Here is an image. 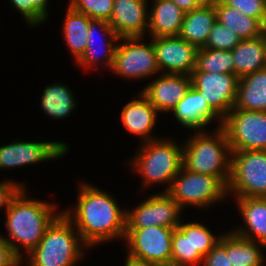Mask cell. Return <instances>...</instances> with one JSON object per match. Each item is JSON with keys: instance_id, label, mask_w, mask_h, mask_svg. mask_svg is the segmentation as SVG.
<instances>
[{"instance_id": "cell-1", "label": "cell", "mask_w": 266, "mask_h": 266, "mask_svg": "<svg viewBox=\"0 0 266 266\" xmlns=\"http://www.w3.org/2000/svg\"><path fill=\"white\" fill-rule=\"evenodd\" d=\"M81 184L75 211L62 213L73 223L83 242L91 247L115 238L124 239L127 210L123 211L107 192Z\"/></svg>"}, {"instance_id": "cell-2", "label": "cell", "mask_w": 266, "mask_h": 266, "mask_svg": "<svg viewBox=\"0 0 266 266\" xmlns=\"http://www.w3.org/2000/svg\"><path fill=\"white\" fill-rule=\"evenodd\" d=\"M25 192V188H22L12 199L6 211L5 223L8 236L12 239L5 240L21 260L23 254L20 247L23 246L29 254L37 247L47 228L61 214L54 213L55 205L29 199Z\"/></svg>"}, {"instance_id": "cell-3", "label": "cell", "mask_w": 266, "mask_h": 266, "mask_svg": "<svg viewBox=\"0 0 266 266\" xmlns=\"http://www.w3.org/2000/svg\"><path fill=\"white\" fill-rule=\"evenodd\" d=\"M195 132L183 146V167L193 173L217 177L227 186L232 151L225 129L217 127L211 135L205 130Z\"/></svg>"}, {"instance_id": "cell-4", "label": "cell", "mask_w": 266, "mask_h": 266, "mask_svg": "<svg viewBox=\"0 0 266 266\" xmlns=\"http://www.w3.org/2000/svg\"><path fill=\"white\" fill-rule=\"evenodd\" d=\"M87 247L73 223L61 214L47 228L35 249L29 253L28 266H74Z\"/></svg>"}, {"instance_id": "cell-5", "label": "cell", "mask_w": 266, "mask_h": 266, "mask_svg": "<svg viewBox=\"0 0 266 266\" xmlns=\"http://www.w3.org/2000/svg\"><path fill=\"white\" fill-rule=\"evenodd\" d=\"M137 155L131 160L133 169L143 178V186L168 183V192L174 177L183 166V146L171 140L154 139L143 142Z\"/></svg>"}, {"instance_id": "cell-6", "label": "cell", "mask_w": 266, "mask_h": 266, "mask_svg": "<svg viewBox=\"0 0 266 266\" xmlns=\"http://www.w3.org/2000/svg\"><path fill=\"white\" fill-rule=\"evenodd\" d=\"M266 198V150L232 152L227 194Z\"/></svg>"}, {"instance_id": "cell-7", "label": "cell", "mask_w": 266, "mask_h": 266, "mask_svg": "<svg viewBox=\"0 0 266 266\" xmlns=\"http://www.w3.org/2000/svg\"><path fill=\"white\" fill-rule=\"evenodd\" d=\"M167 193L181 209H184L185 205L208 207L217 201H223L228 195L227 186L219 178L193 173L183 166L174 177Z\"/></svg>"}, {"instance_id": "cell-8", "label": "cell", "mask_w": 266, "mask_h": 266, "mask_svg": "<svg viewBox=\"0 0 266 266\" xmlns=\"http://www.w3.org/2000/svg\"><path fill=\"white\" fill-rule=\"evenodd\" d=\"M173 231L161 226L126 228L127 259L150 265L171 263Z\"/></svg>"}, {"instance_id": "cell-9", "label": "cell", "mask_w": 266, "mask_h": 266, "mask_svg": "<svg viewBox=\"0 0 266 266\" xmlns=\"http://www.w3.org/2000/svg\"><path fill=\"white\" fill-rule=\"evenodd\" d=\"M222 127L232 152L266 150V111L232 109Z\"/></svg>"}, {"instance_id": "cell-10", "label": "cell", "mask_w": 266, "mask_h": 266, "mask_svg": "<svg viewBox=\"0 0 266 266\" xmlns=\"http://www.w3.org/2000/svg\"><path fill=\"white\" fill-rule=\"evenodd\" d=\"M143 37H122L117 44L111 70L131 79L148 78L160 71L153 48V41L141 43Z\"/></svg>"}, {"instance_id": "cell-11", "label": "cell", "mask_w": 266, "mask_h": 266, "mask_svg": "<svg viewBox=\"0 0 266 266\" xmlns=\"http://www.w3.org/2000/svg\"><path fill=\"white\" fill-rule=\"evenodd\" d=\"M191 79L192 86L220 117L221 127L223 119L234 107L239 78L231 73L193 71Z\"/></svg>"}, {"instance_id": "cell-12", "label": "cell", "mask_w": 266, "mask_h": 266, "mask_svg": "<svg viewBox=\"0 0 266 266\" xmlns=\"http://www.w3.org/2000/svg\"><path fill=\"white\" fill-rule=\"evenodd\" d=\"M181 207L167 192L151 195L148 199L127 210L126 228H146L161 226L178 228L180 225Z\"/></svg>"}, {"instance_id": "cell-13", "label": "cell", "mask_w": 266, "mask_h": 266, "mask_svg": "<svg viewBox=\"0 0 266 266\" xmlns=\"http://www.w3.org/2000/svg\"><path fill=\"white\" fill-rule=\"evenodd\" d=\"M67 151L68 145L63 142L15 141L0 147V169L61 158Z\"/></svg>"}, {"instance_id": "cell-14", "label": "cell", "mask_w": 266, "mask_h": 266, "mask_svg": "<svg viewBox=\"0 0 266 266\" xmlns=\"http://www.w3.org/2000/svg\"><path fill=\"white\" fill-rule=\"evenodd\" d=\"M152 41L160 71L166 69L163 73L191 75L198 51L195 45L179 36L157 37Z\"/></svg>"}, {"instance_id": "cell-15", "label": "cell", "mask_w": 266, "mask_h": 266, "mask_svg": "<svg viewBox=\"0 0 266 266\" xmlns=\"http://www.w3.org/2000/svg\"><path fill=\"white\" fill-rule=\"evenodd\" d=\"M192 86L191 75L163 73L141 93L158 111L171 112Z\"/></svg>"}, {"instance_id": "cell-16", "label": "cell", "mask_w": 266, "mask_h": 266, "mask_svg": "<svg viewBox=\"0 0 266 266\" xmlns=\"http://www.w3.org/2000/svg\"><path fill=\"white\" fill-rule=\"evenodd\" d=\"M147 0H114L108 23L122 37H144L149 26Z\"/></svg>"}, {"instance_id": "cell-17", "label": "cell", "mask_w": 266, "mask_h": 266, "mask_svg": "<svg viewBox=\"0 0 266 266\" xmlns=\"http://www.w3.org/2000/svg\"><path fill=\"white\" fill-rule=\"evenodd\" d=\"M172 114L183 127L202 131L213 119L220 117L209 107L207 100L191 86L172 109Z\"/></svg>"}, {"instance_id": "cell-18", "label": "cell", "mask_w": 266, "mask_h": 266, "mask_svg": "<svg viewBox=\"0 0 266 266\" xmlns=\"http://www.w3.org/2000/svg\"><path fill=\"white\" fill-rule=\"evenodd\" d=\"M139 97L128 102L121 112L123 126L130 133L143 138V142L156 139L150 135L157 120V110L140 92Z\"/></svg>"}, {"instance_id": "cell-19", "label": "cell", "mask_w": 266, "mask_h": 266, "mask_svg": "<svg viewBox=\"0 0 266 266\" xmlns=\"http://www.w3.org/2000/svg\"><path fill=\"white\" fill-rule=\"evenodd\" d=\"M246 228H235L232 232L240 237L266 245V198L235 197ZM248 229V230H247ZM254 235V236H253ZM256 236V237H255ZM255 237V238H253ZM257 238V239H256Z\"/></svg>"}, {"instance_id": "cell-20", "label": "cell", "mask_w": 266, "mask_h": 266, "mask_svg": "<svg viewBox=\"0 0 266 266\" xmlns=\"http://www.w3.org/2000/svg\"><path fill=\"white\" fill-rule=\"evenodd\" d=\"M149 13L148 33L151 38L178 36L185 12L172 0H154Z\"/></svg>"}, {"instance_id": "cell-21", "label": "cell", "mask_w": 266, "mask_h": 266, "mask_svg": "<svg viewBox=\"0 0 266 266\" xmlns=\"http://www.w3.org/2000/svg\"><path fill=\"white\" fill-rule=\"evenodd\" d=\"M234 61V74L241 78L266 68V50L263 35L241 40L231 50Z\"/></svg>"}, {"instance_id": "cell-22", "label": "cell", "mask_w": 266, "mask_h": 266, "mask_svg": "<svg viewBox=\"0 0 266 266\" xmlns=\"http://www.w3.org/2000/svg\"><path fill=\"white\" fill-rule=\"evenodd\" d=\"M99 28L100 30L103 31V35L105 34L108 35L110 37L111 40H108L107 42H105V46L106 48H104L103 50L106 51L103 54V60L100 62L101 64H105L106 67L108 69H110L113 66V61H114V55H115V50L117 47V44H113L112 41H121L120 37L116 34V32L113 30L112 26L108 23V21L106 20H96L93 19L90 23H89V28H88V43H87V47L85 52L82 54V56L76 61V63H78L80 66H82L83 68H92V67H96V69L98 68L97 65V61H99L101 58V56L99 57L100 54L98 50H96L97 48H95L96 45V28ZM100 36V35H99ZM96 45V46H95ZM105 59V60H104ZM103 62V63H102Z\"/></svg>"}, {"instance_id": "cell-23", "label": "cell", "mask_w": 266, "mask_h": 266, "mask_svg": "<svg viewBox=\"0 0 266 266\" xmlns=\"http://www.w3.org/2000/svg\"><path fill=\"white\" fill-rule=\"evenodd\" d=\"M217 21L215 6H200L185 13L179 37L198 49L205 46Z\"/></svg>"}, {"instance_id": "cell-24", "label": "cell", "mask_w": 266, "mask_h": 266, "mask_svg": "<svg viewBox=\"0 0 266 266\" xmlns=\"http://www.w3.org/2000/svg\"><path fill=\"white\" fill-rule=\"evenodd\" d=\"M232 109L266 111V68L239 78Z\"/></svg>"}, {"instance_id": "cell-25", "label": "cell", "mask_w": 266, "mask_h": 266, "mask_svg": "<svg viewBox=\"0 0 266 266\" xmlns=\"http://www.w3.org/2000/svg\"><path fill=\"white\" fill-rule=\"evenodd\" d=\"M217 21L234 31L241 40L263 35L266 29L256 18L246 16L220 0L215 5Z\"/></svg>"}, {"instance_id": "cell-26", "label": "cell", "mask_w": 266, "mask_h": 266, "mask_svg": "<svg viewBox=\"0 0 266 266\" xmlns=\"http://www.w3.org/2000/svg\"><path fill=\"white\" fill-rule=\"evenodd\" d=\"M260 247L265 244L255 242L231 232L226 233V251L232 266H264V255Z\"/></svg>"}, {"instance_id": "cell-27", "label": "cell", "mask_w": 266, "mask_h": 266, "mask_svg": "<svg viewBox=\"0 0 266 266\" xmlns=\"http://www.w3.org/2000/svg\"><path fill=\"white\" fill-rule=\"evenodd\" d=\"M90 19L87 15L73 10L68 6L63 23L64 40L77 61L85 52L88 43Z\"/></svg>"}, {"instance_id": "cell-28", "label": "cell", "mask_w": 266, "mask_h": 266, "mask_svg": "<svg viewBox=\"0 0 266 266\" xmlns=\"http://www.w3.org/2000/svg\"><path fill=\"white\" fill-rule=\"evenodd\" d=\"M72 91L64 84L55 83L45 87L40 105L54 119L65 118L76 107Z\"/></svg>"}, {"instance_id": "cell-29", "label": "cell", "mask_w": 266, "mask_h": 266, "mask_svg": "<svg viewBox=\"0 0 266 266\" xmlns=\"http://www.w3.org/2000/svg\"><path fill=\"white\" fill-rule=\"evenodd\" d=\"M202 262L201 254H193L192 222L186 224L180 222L172 234L171 263L180 266H196Z\"/></svg>"}, {"instance_id": "cell-30", "label": "cell", "mask_w": 266, "mask_h": 266, "mask_svg": "<svg viewBox=\"0 0 266 266\" xmlns=\"http://www.w3.org/2000/svg\"><path fill=\"white\" fill-rule=\"evenodd\" d=\"M194 71L234 74V61L231 51L199 48L196 54Z\"/></svg>"}, {"instance_id": "cell-31", "label": "cell", "mask_w": 266, "mask_h": 266, "mask_svg": "<svg viewBox=\"0 0 266 266\" xmlns=\"http://www.w3.org/2000/svg\"><path fill=\"white\" fill-rule=\"evenodd\" d=\"M68 6L90 19L109 21L114 0H70Z\"/></svg>"}, {"instance_id": "cell-32", "label": "cell", "mask_w": 266, "mask_h": 266, "mask_svg": "<svg viewBox=\"0 0 266 266\" xmlns=\"http://www.w3.org/2000/svg\"><path fill=\"white\" fill-rule=\"evenodd\" d=\"M49 0H11L14 8L19 11L30 26L44 22L47 18Z\"/></svg>"}, {"instance_id": "cell-33", "label": "cell", "mask_w": 266, "mask_h": 266, "mask_svg": "<svg viewBox=\"0 0 266 266\" xmlns=\"http://www.w3.org/2000/svg\"><path fill=\"white\" fill-rule=\"evenodd\" d=\"M240 41L241 38L234 31L216 21L204 48L231 51Z\"/></svg>"}, {"instance_id": "cell-34", "label": "cell", "mask_w": 266, "mask_h": 266, "mask_svg": "<svg viewBox=\"0 0 266 266\" xmlns=\"http://www.w3.org/2000/svg\"><path fill=\"white\" fill-rule=\"evenodd\" d=\"M221 235L214 236L212 232L201 223L192 222L193 254L203 257L218 243Z\"/></svg>"}, {"instance_id": "cell-35", "label": "cell", "mask_w": 266, "mask_h": 266, "mask_svg": "<svg viewBox=\"0 0 266 266\" xmlns=\"http://www.w3.org/2000/svg\"><path fill=\"white\" fill-rule=\"evenodd\" d=\"M226 5L256 18L266 28V0H222Z\"/></svg>"}, {"instance_id": "cell-36", "label": "cell", "mask_w": 266, "mask_h": 266, "mask_svg": "<svg viewBox=\"0 0 266 266\" xmlns=\"http://www.w3.org/2000/svg\"><path fill=\"white\" fill-rule=\"evenodd\" d=\"M202 266H232L226 251V234L221 235L218 243L203 257Z\"/></svg>"}, {"instance_id": "cell-37", "label": "cell", "mask_w": 266, "mask_h": 266, "mask_svg": "<svg viewBox=\"0 0 266 266\" xmlns=\"http://www.w3.org/2000/svg\"><path fill=\"white\" fill-rule=\"evenodd\" d=\"M24 188L22 184H18L15 181H8V179L0 183V207H5L7 211L12 199L18 194V192Z\"/></svg>"}, {"instance_id": "cell-38", "label": "cell", "mask_w": 266, "mask_h": 266, "mask_svg": "<svg viewBox=\"0 0 266 266\" xmlns=\"http://www.w3.org/2000/svg\"><path fill=\"white\" fill-rule=\"evenodd\" d=\"M20 261L4 236L0 235V266H16Z\"/></svg>"}, {"instance_id": "cell-39", "label": "cell", "mask_w": 266, "mask_h": 266, "mask_svg": "<svg viewBox=\"0 0 266 266\" xmlns=\"http://www.w3.org/2000/svg\"><path fill=\"white\" fill-rule=\"evenodd\" d=\"M185 13L193 9L199 8L196 0H172Z\"/></svg>"}, {"instance_id": "cell-40", "label": "cell", "mask_w": 266, "mask_h": 266, "mask_svg": "<svg viewBox=\"0 0 266 266\" xmlns=\"http://www.w3.org/2000/svg\"><path fill=\"white\" fill-rule=\"evenodd\" d=\"M220 0H196L199 6H215Z\"/></svg>"}, {"instance_id": "cell-41", "label": "cell", "mask_w": 266, "mask_h": 266, "mask_svg": "<svg viewBox=\"0 0 266 266\" xmlns=\"http://www.w3.org/2000/svg\"><path fill=\"white\" fill-rule=\"evenodd\" d=\"M124 264H125V266H156V265H150V264L137 263V262L131 261L127 258H126V261Z\"/></svg>"}, {"instance_id": "cell-42", "label": "cell", "mask_w": 266, "mask_h": 266, "mask_svg": "<svg viewBox=\"0 0 266 266\" xmlns=\"http://www.w3.org/2000/svg\"><path fill=\"white\" fill-rule=\"evenodd\" d=\"M156 266H180V265L174 264V263H166V264L156 265Z\"/></svg>"}, {"instance_id": "cell-43", "label": "cell", "mask_w": 266, "mask_h": 266, "mask_svg": "<svg viewBox=\"0 0 266 266\" xmlns=\"http://www.w3.org/2000/svg\"><path fill=\"white\" fill-rule=\"evenodd\" d=\"M264 44H265V50H266V29L264 30Z\"/></svg>"}]
</instances>
